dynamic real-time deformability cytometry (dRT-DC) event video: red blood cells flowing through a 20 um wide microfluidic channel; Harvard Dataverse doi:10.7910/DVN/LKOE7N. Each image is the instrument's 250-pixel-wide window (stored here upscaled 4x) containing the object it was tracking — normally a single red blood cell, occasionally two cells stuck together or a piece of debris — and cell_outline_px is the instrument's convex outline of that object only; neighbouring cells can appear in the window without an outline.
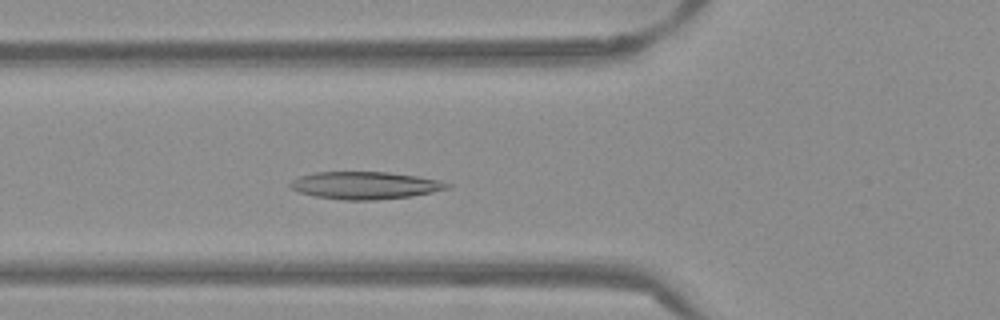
{"species": "Egyptian fruit bat (a non-hibernating species)", "species_latin": "Rousettus aegyptiacus", "temperature_condition": "warm", "stored_images_in_passage": 47, "camera_frame_rate_fps": 3000, "um_per_image_px": 0.085, "frame": {"image": 1, "passage_image": 13, "time_ms": 4.0, "image_size_px": [1000, 320], "cell_outline_px": [[452, 188], [412, 196], [376, 200], [344, 200], [316, 196], [300, 192], [288, 188], [288, 184], [292, 180], [300, 176], [316, 172], [388, 172], [416, 176], [440, 180], [452, 184]], "centroid_in_image_um": [31.05, 15.76], "position_along_channel_um": 94.7, "area_um2": 25.2}}
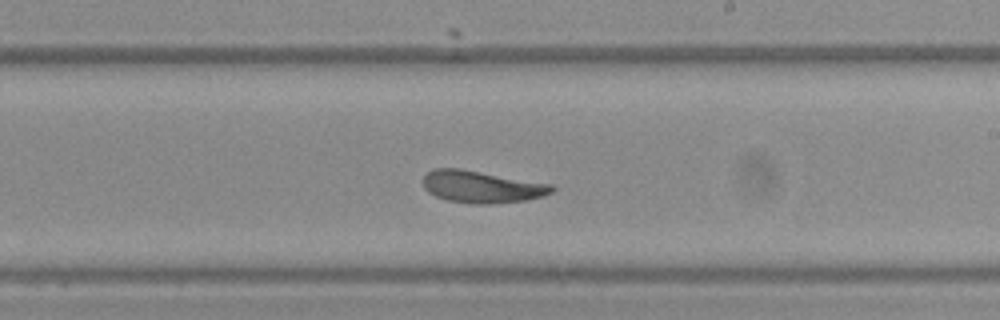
{"frame": {"image": 2, "passage_image": 25, "time_ms": 8.0, "image_size_px": [1000, 320], "cell_outline_px": [[556, 188], [552, 192], [544, 196], [524, 200], [492, 204], [472, 204], [448, 200], [436, 196], [428, 192], [424, 188], [424, 176], [432, 168], [460, 168], [552, 184]], "centroid_in_image_um": [40.95, 15.87], "position_along_channel_um": 248.0, "area_um2": 24.1}}
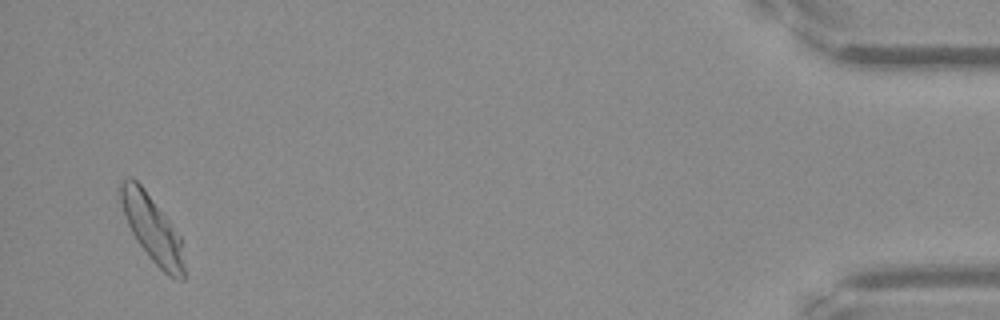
{"frame": {"image": 3, "passage_image": 45, "time_ms": 14.667, "image_size_px": [1000, 320], "cell_outline_px": [[184, 280], [180, 280], [168, 276], [148, 256], [136, 240], [124, 216], [120, 200], [120, 184], [128, 176], [132, 176], [144, 188], [172, 224], [180, 236], [184, 264]], "centroid_in_image_um": [12.93, 19.43], "position_along_channel_um": 422.3, "area_um2": 24.45}, "authors_computed_cell_mechanics": {"area_um2": 24.276, "velocity_mm_per_s": 3.825, "shape_relaxation_time_tau1_ms": 4.0856, "shape_relaxation_time_tau2_ms": 2.1424, "deformation_change_tau1": 0.1399, "deformation_change_tau2": 0.0879}}